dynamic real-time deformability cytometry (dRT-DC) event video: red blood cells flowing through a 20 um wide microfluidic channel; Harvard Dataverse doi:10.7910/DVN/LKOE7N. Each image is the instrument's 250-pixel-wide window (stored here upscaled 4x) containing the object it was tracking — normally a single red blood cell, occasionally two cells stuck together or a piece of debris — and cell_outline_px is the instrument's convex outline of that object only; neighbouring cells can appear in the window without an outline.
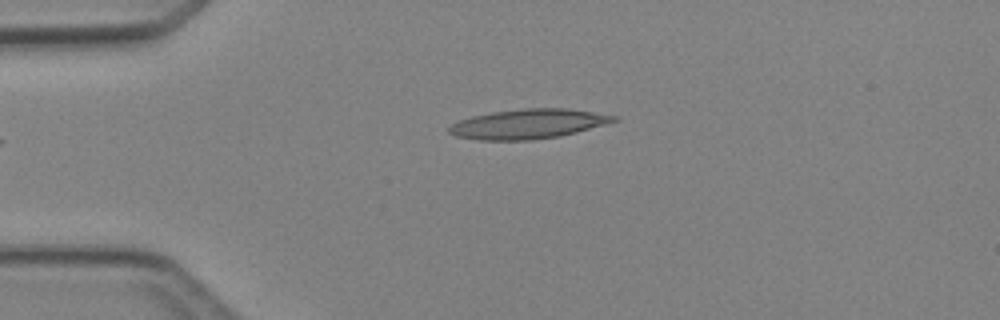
{"species": "Egyptian fruit bat (a non-hibernating species)", "species_latin": "Rousettus aegyptiacus", "temperature_condition": "cold", "stored_images_in_passage": 4, "camera_frame_rate_fps": 3000, "um_per_image_px": 0.085, "animal": {"sex": "female"}, "frame": {"image": 1, "passage_image": 4, "time_ms": 3.667, "image_size_px": [1000, 320], "cell_outline_px": [[620, 120], [576, 132], [560, 136], [532, 140], [480, 140], [456, 136], [448, 132], [448, 128], [452, 124], [460, 120], [472, 116], [492, 112], [524, 108], [568, 108], [620, 116]], "centroid_in_image_um": [44.93, 10.53], "position_along_channel_um": 40.1, "area_um2": 28.5}}